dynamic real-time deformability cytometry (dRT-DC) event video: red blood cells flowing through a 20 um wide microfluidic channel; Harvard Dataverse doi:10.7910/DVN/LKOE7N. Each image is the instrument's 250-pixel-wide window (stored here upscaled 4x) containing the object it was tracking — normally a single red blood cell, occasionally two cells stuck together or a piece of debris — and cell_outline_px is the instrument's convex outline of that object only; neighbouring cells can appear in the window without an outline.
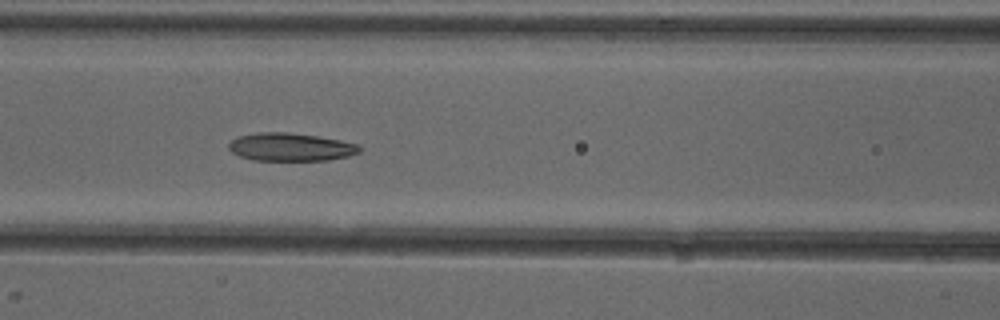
{"species": "common noctule bat (a hibernating species)", "species_latin": "Nyctalus noctula", "temperature_condition": "cold", "stored_images_in_passage": 7, "camera_frame_rate_fps": 3000, "um_per_image_px": 0.085, "animal": {"sex": "female"}, "frame": {"image": 1, "passage_image": 7, "time_ms": 7.0, "image_size_px": [1000, 320], "cell_outline_px": [[364, 148], [360, 152], [348, 156], [328, 160], [256, 160], [240, 156], [232, 152], [228, 148], [228, 144], [236, 136], [260, 132], [284, 132], [316, 136], [340, 140], [360, 144]], "centroid_in_image_um": [24.73, 12.49], "position_along_channel_um": 141.9, "area_um2": 21.39}}